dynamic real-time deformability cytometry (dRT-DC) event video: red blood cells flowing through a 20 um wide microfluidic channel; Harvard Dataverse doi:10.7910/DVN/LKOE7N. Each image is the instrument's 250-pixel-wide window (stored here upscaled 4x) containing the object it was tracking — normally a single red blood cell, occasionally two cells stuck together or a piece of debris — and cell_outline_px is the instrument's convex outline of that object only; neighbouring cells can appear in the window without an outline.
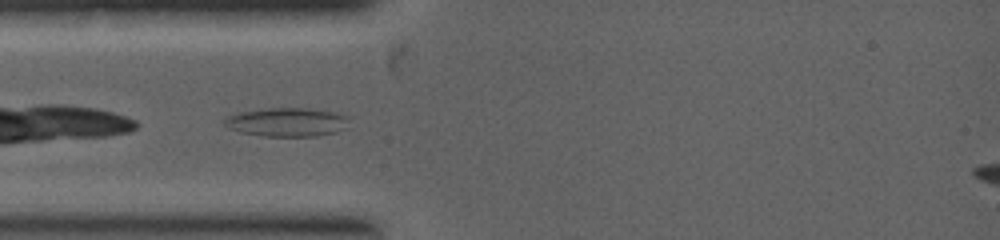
{"species": "common noctule bat (a hibernating species)", "species_latin": "Nyctalus noctula", "temperature_condition": "warm", "stored_images_in_passage": 18, "camera_frame_rate_fps": 5000, "um_per_image_px": 0.085, "animal": {"sex": "female", "body_mass_g": 19.0, "forearm_length_mm": 53.3}, "frame": {"image": 1, "passage_image": 2, "time_ms": 0.2, "image_size_px": [1000, 240], "cell_outline_px": [[348, 128], [336, 132], [316, 136], [268, 136], [240, 132], [228, 128], [224, 124], [224, 116], [240, 112], [268, 108], [308, 108], [332, 112], [348, 116]], "centroid_in_image_um": [24.39, 10.38], "position_along_channel_um": 60.6, "area_um2": 20.92}}
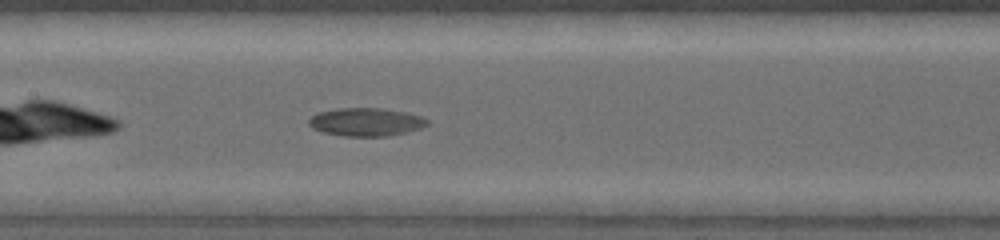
{"frame": {"image": 2, "passage_image": 11, "time_ms": 2.0, "image_size_px": [1000, 240], "cell_outline_px": [[428, 124], [420, 128], [388, 136], [344, 136], [324, 132], [312, 128], [308, 124], [308, 120], [312, 116], [320, 112], [336, 108], [384, 108], [408, 112], [420, 116], [428, 120]], "centroid_in_image_um": [31.11, 10.36], "position_along_channel_um": 176.3, "area_um2": 19.36}}
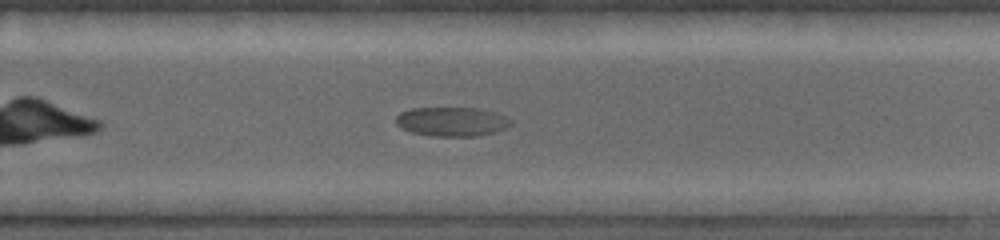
{"frame": {"image": 3, "passage_image": 17, "time_ms": 3.8, "image_size_px": [1000, 240], "cell_outline_px": [[512, 124], [508, 128], [476, 136], [432, 136], [412, 132], [400, 128], [396, 124], [396, 116], [400, 112], [412, 108], [480, 108], [496, 112], [508, 116], [512, 120]], "centroid_in_image_um": [38.43, 10.33], "position_along_channel_um": 291.4, "area_um2": 19.77}}